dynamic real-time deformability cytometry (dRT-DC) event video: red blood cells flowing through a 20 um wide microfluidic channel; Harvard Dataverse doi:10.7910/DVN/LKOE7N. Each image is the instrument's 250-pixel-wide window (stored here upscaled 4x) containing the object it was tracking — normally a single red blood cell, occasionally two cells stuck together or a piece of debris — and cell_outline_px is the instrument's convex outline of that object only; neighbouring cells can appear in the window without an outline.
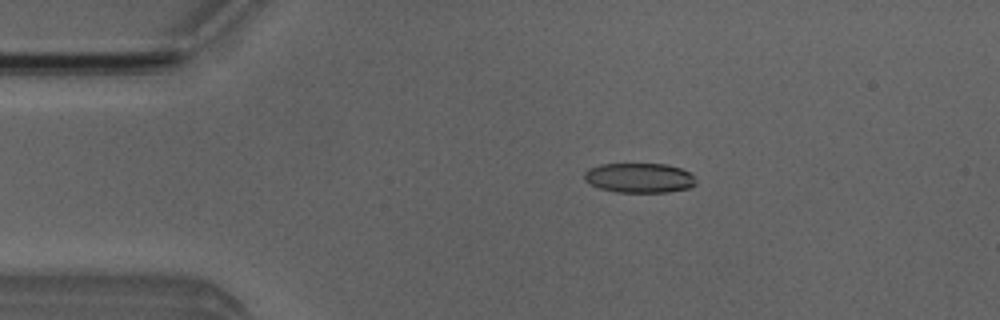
{"species": "Egyptian fruit bat (a non-hibernating species)", "species_latin": "Rousettus aegyptiacus", "temperature_condition": "room temperature", "stored_images_in_passage": 5, "camera_frame_rate_fps": 3000, "um_per_image_px": 0.085, "animal": {"sex": "male"}, "frame": {"image": 1, "passage_image": 2, "time_ms": 1.0, "image_size_px": [1000, 320], "cell_outline_px": [[696, 184], [688, 188], [668, 192], [616, 192], [600, 188], [584, 180], [584, 172], [588, 168], [600, 164], [664, 164], [680, 168], [692, 172], [696, 180]], "centroid_in_image_um": [54.36, 15.11], "position_along_channel_um": 30.6, "area_um2": 19.42}}